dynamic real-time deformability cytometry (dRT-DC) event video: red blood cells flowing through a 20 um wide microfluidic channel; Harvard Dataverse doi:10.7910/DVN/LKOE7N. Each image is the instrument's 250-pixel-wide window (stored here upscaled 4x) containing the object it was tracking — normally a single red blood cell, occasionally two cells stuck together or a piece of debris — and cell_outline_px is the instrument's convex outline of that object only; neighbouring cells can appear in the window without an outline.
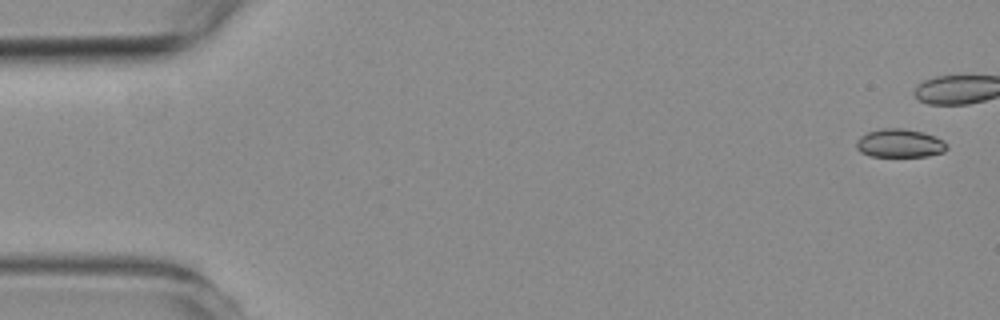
{"species": "common noctule bat (a hibernating species)", "species_latin": "Nyctalus noctula", "temperature_condition": "room temperature", "stored_images_in_passage": 7, "camera_frame_rate_fps": 3000, "um_per_image_px": 0.085, "animal": {"sex": "female", "body_mass_g": 19.3, "forearm_length_mm": 54.1}, "frame": {"image": 1, "passage_image": 1, "time_ms": 0.0, "image_size_px": [1000, 320], "cell_outline_px": [[948, 148], [944, 152], [928, 156], [868, 156], [860, 152], [856, 148], [856, 140], [860, 136], [868, 132], [880, 128], [904, 128], [924, 132], [936, 136], [944, 140], [948, 144]], "centroid_in_image_um": [76.49, 12.17], "position_along_channel_um": 8.5, "area_um2": 15.32}}
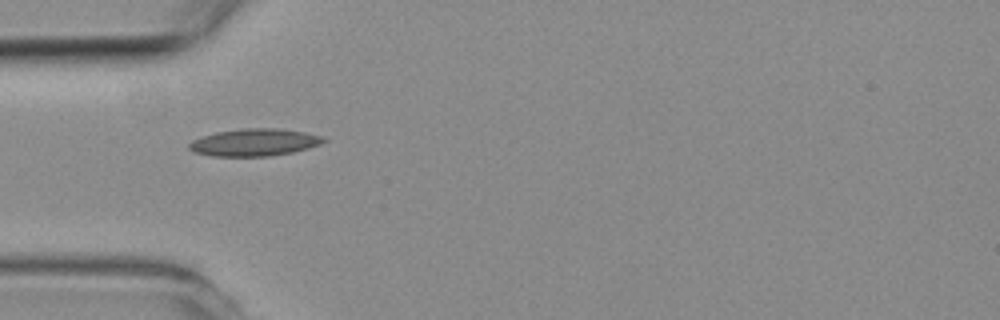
{"frame": {"image": 2, "passage_image": 6, "time_ms": 6.0, "image_size_px": [1000, 320], "cell_outline_px": [[328, 140], [320, 144], [308, 148], [292, 152], [268, 156], [212, 156], [192, 152], [188, 148], [188, 144], [192, 140], [216, 132], [240, 128], [276, 128], [304, 132], [324, 136]], "centroid_in_image_um": [21.62, 12.1], "position_along_channel_um": 63.4, "area_um2": 21.44}}
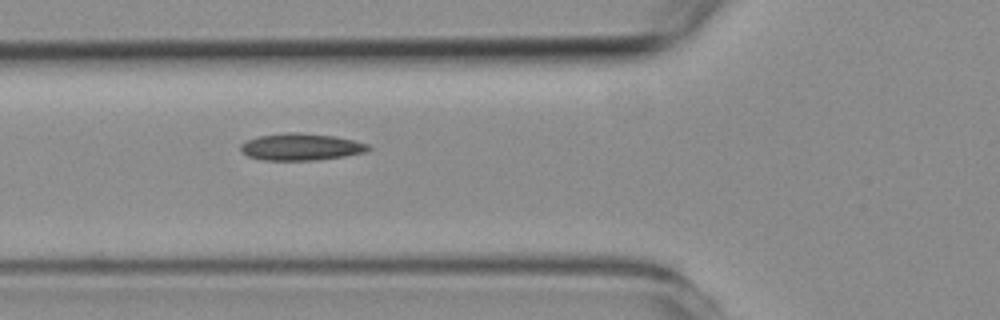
{"frame": {"image": 3, "passage_image": 7, "time_ms": 7.0, "image_size_px": [1000, 320], "cell_outline_px": [[372, 148], [368, 152], [344, 156], [316, 160], [260, 160], [248, 156], [240, 152], [240, 144], [256, 136], [288, 132], [300, 132], [336, 136], [368, 144]], "centroid_in_image_um": [25.57, 12.48], "position_along_channel_um": 100.2, "area_um2": 20.29}}